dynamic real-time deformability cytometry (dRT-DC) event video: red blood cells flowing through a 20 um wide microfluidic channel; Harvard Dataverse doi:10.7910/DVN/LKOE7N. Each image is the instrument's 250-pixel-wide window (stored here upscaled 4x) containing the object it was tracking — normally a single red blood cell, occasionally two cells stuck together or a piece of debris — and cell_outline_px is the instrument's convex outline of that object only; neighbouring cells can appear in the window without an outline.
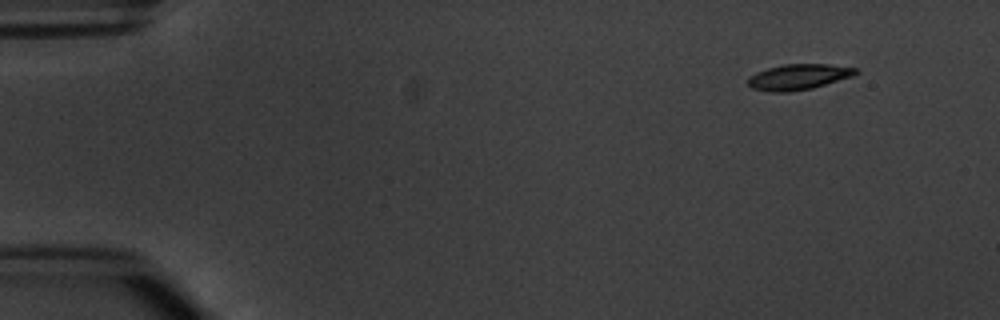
{"species": "common noctule bat (a hibernating species)", "species_latin": "Nyctalus noctula", "temperature_condition": "warm", "stored_images_in_passage": 4, "camera_frame_rate_fps": 3000, "um_per_image_px": 0.085, "animal": {"sex": "male", "body_mass_g": 20.1, "forearm_length_mm": 53.5}, "frame": {"image": 1, "passage_image": 1, "time_ms": 0.0, "image_size_px": [1000, 320], "cell_outline_px": [[860, 72], [852, 76], [812, 88], [792, 92], [768, 92], [752, 88], [748, 84], [748, 76], [756, 72], [768, 68], [784, 64], [828, 64], [856, 68]], "centroid_in_image_um": [67.84, 6.54], "position_along_channel_um": 17.2, "area_um2": 16.13}}
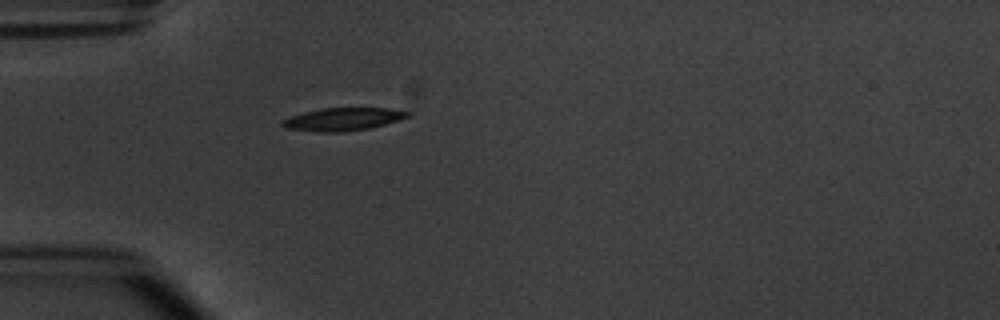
{"frame": {"image": 2, "passage_image": 4, "time_ms": 3.667, "image_size_px": [1000, 320], "cell_outline_px": [[412, 116], [384, 124], [368, 128], [344, 132], [316, 132], [288, 128], [280, 124], [284, 120], [292, 116], [304, 112], [320, 108], [388, 108], [412, 112]], "centroid_in_image_um": [29.2, 10.13], "position_along_channel_um": 55.8, "area_um2": 16.59}}